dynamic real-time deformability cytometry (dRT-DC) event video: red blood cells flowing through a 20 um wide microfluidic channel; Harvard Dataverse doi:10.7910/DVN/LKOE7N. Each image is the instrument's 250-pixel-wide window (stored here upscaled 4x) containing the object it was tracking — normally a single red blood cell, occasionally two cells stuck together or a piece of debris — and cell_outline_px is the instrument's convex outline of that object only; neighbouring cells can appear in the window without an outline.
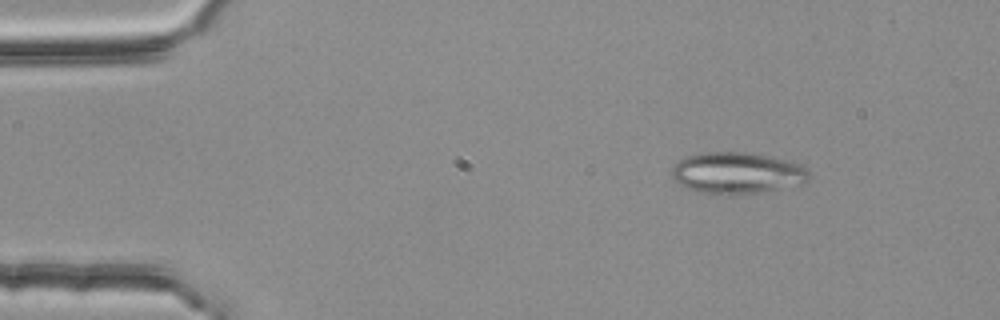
{"species": "common noctule bat (a hibernating species)", "species_latin": "Nyctalus noctula", "temperature_condition": "room temperature", "stored_images_in_passage": 4, "camera_frame_rate_fps": 3000, "um_per_image_px": 0.085, "animal": {"sex": "female", "body_mass_g": 25.1}, "frame": {"image": 1, "passage_image": 2, "time_ms": 0.333, "image_size_px": [1000, 320], "cell_outline_px": [[812, 176], [804, 184], [764, 192], [732, 196], [724, 196], [696, 192], [672, 180], [672, 168], [684, 156], [704, 152], [748, 152], [788, 160], [800, 164]], "centroid_in_image_um": [62.66, 14.73], "position_along_channel_um": 22.3, "area_um2": 33.93}}